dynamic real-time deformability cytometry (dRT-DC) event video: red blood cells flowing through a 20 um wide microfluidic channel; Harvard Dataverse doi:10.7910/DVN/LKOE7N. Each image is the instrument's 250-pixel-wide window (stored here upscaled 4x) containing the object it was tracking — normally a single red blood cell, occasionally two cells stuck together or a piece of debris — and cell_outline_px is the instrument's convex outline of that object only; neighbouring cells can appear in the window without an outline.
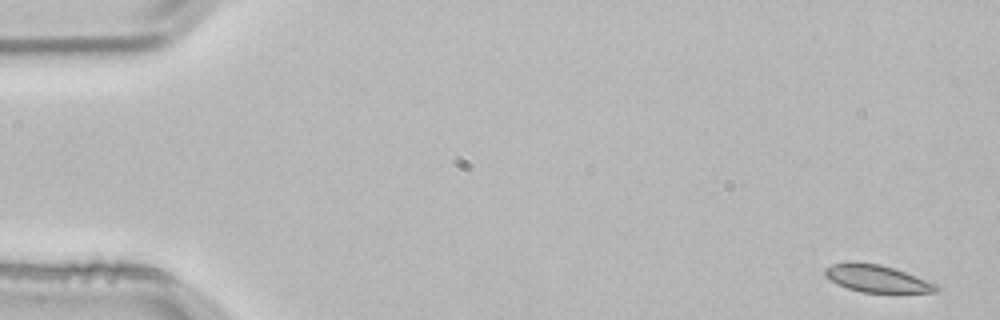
{"species": "common noctule bat (a hibernating species)", "species_latin": "Nyctalus noctula", "temperature_condition": "room temperature", "stored_images_in_passage": 3, "camera_frame_rate_fps": 3000, "um_per_image_px": 0.085, "animal": {"sex": "male", "body_mass_g": 21.5, "forearm_length_mm": 52.0}, "frame": {"image": 1, "passage_image": 1, "time_ms": 0.0, "image_size_px": [1000, 320], "cell_outline_px": [[940, 288], [936, 292], [864, 292], [848, 288], [836, 284], [824, 276], [824, 268], [832, 264], [848, 260], [856, 260], [880, 264], [904, 272], [936, 284]], "centroid_in_image_um": [74.43, 23.64], "position_along_channel_um": 10.6, "area_um2": 17.74}}